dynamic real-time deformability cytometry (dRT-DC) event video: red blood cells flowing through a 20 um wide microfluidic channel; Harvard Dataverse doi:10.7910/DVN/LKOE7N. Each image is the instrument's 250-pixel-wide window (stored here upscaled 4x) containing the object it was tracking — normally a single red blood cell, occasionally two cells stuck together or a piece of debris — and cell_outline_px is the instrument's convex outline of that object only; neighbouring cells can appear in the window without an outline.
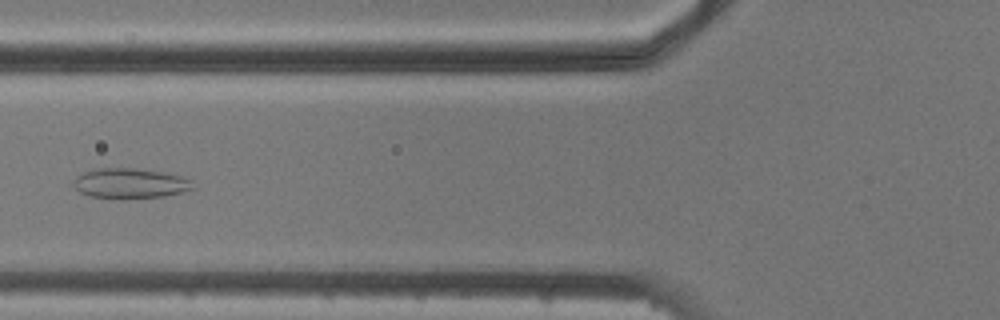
{"species": "common noctule bat (a hibernating species)", "species_latin": "Nyctalus noctula", "temperature_condition": "cold", "stored_images_in_passage": 6, "camera_frame_rate_fps": 3000, "um_per_image_px": 0.085, "animal": {"sex": "male", "body_mass_g": 20.5, "forearm_length_mm": 52.5}, "frame": {"image": 1, "passage_image": 6, "time_ms": 5.667, "image_size_px": [1000, 320], "cell_outline_px": [[196, 188], [164, 196], [124, 200], [88, 196], [80, 192], [72, 184], [76, 176], [84, 172], [100, 168], [136, 168], [160, 172], [180, 176], [192, 180]], "centroid_in_image_um": [11.05, 15.61], "position_along_channel_um": 114.8, "area_um2": 21.21}}